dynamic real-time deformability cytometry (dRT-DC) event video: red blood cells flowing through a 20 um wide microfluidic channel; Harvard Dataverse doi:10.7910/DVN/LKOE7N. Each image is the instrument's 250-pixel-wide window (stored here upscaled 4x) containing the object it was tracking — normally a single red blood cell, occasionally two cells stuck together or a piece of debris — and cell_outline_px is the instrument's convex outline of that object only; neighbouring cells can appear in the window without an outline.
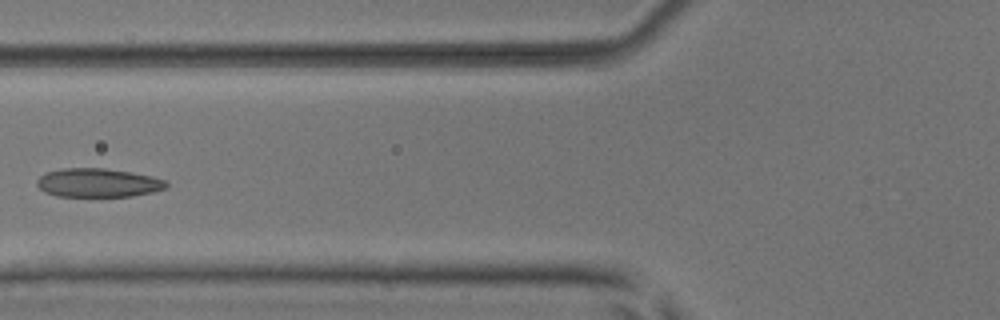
{"species": "common noctule bat (a hibernating species)", "species_latin": "Nyctalus noctula", "temperature_condition": "room temperature", "stored_images_in_passage": 5, "camera_frame_rate_fps": 3000, "um_per_image_px": 0.085, "animal": {"sex": "male", "body_mass_g": 17.9, "forearm_length_mm": 54.2}, "frame": {"image": 1, "passage_image": 5, "time_ms": 5.667, "image_size_px": [1000, 320], "cell_outline_px": [[168, 184], [164, 188], [152, 192], [132, 196], [56, 196], [44, 192], [36, 184], [36, 180], [44, 172], [64, 168], [104, 168], [132, 172], [152, 176], [168, 180]], "centroid_in_image_um": [8.32, 15.53], "position_along_channel_um": 117.5, "area_um2": 21.79}}